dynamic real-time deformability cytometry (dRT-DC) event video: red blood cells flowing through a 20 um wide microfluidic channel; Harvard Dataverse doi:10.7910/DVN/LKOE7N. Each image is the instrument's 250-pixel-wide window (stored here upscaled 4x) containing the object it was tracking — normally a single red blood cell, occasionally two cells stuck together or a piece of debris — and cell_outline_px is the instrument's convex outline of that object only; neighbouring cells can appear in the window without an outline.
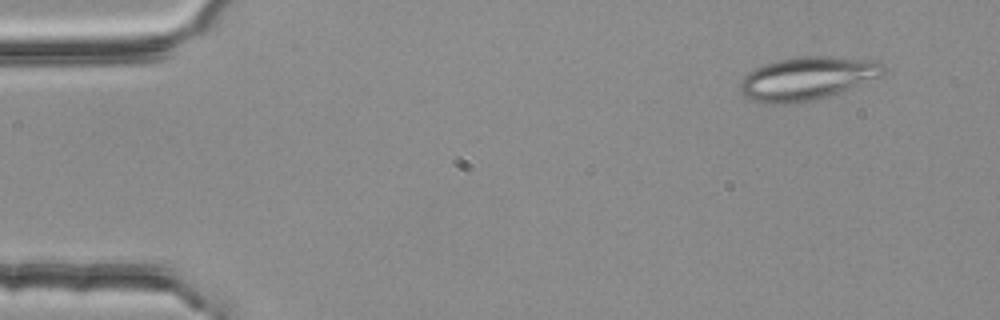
{"species": "common noctule bat (a hibernating species)", "species_latin": "Nyctalus noctula", "temperature_condition": "room temperature", "stored_images_in_passage": 6, "camera_frame_rate_fps": 3000, "um_per_image_px": 0.085, "animal": {"sex": "female", "body_mass_g": 25.1}, "frame": {"image": 1, "passage_image": 2, "time_ms": 0.333, "image_size_px": [1000, 320], "cell_outline_px": [[884, 76], [840, 92], [812, 100], [784, 104], [772, 104], [748, 100], [740, 92], [740, 80], [748, 72], [764, 64], [780, 60], [804, 56], [824, 56], [880, 60], [884, 64]], "centroid_in_image_um": [68.63, 6.66], "position_along_channel_um": 16.4, "area_um2": 36.18}}